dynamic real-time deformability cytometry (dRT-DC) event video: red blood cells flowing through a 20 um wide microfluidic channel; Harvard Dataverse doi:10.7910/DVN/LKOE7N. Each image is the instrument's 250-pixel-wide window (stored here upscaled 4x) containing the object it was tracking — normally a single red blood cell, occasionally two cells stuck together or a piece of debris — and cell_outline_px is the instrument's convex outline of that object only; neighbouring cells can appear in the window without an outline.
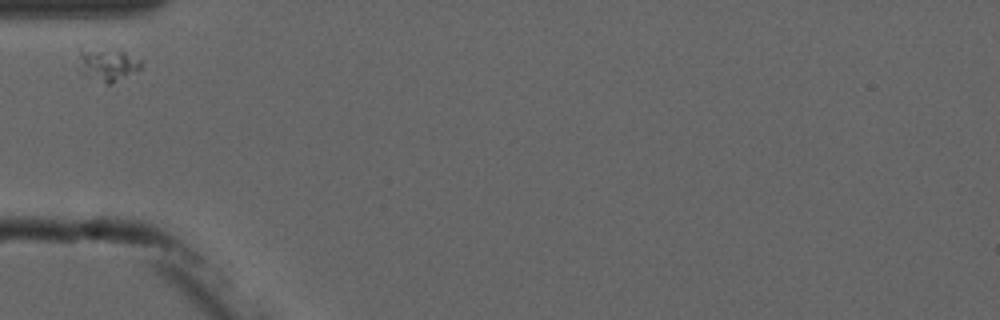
{"species": "common noctule bat (a hibernating species)", "species_latin": "Nyctalus noctula", "temperature_condition": "cold", "stored_images_in_passage": 3, "camera_frame_rate_fps": 3000, "um_per_image_px": 0.085, "animal": {"sex": "male", "forearm_length_mm": 52.5}, "frame": {"image": 1, "passage_image": 1, "time_ms": 0.0, "image_size_px": [1000, 320], "cell_outline_px": [[144, 68], [112, 84], [108, 84], [84, 72], [80, 56], [80, 44], [120, 48], [140, 60]], "centroid_in_image_um": [9.22, 5.36], "position_along_channel_um": 75.8, "area_um2": 12.43}}
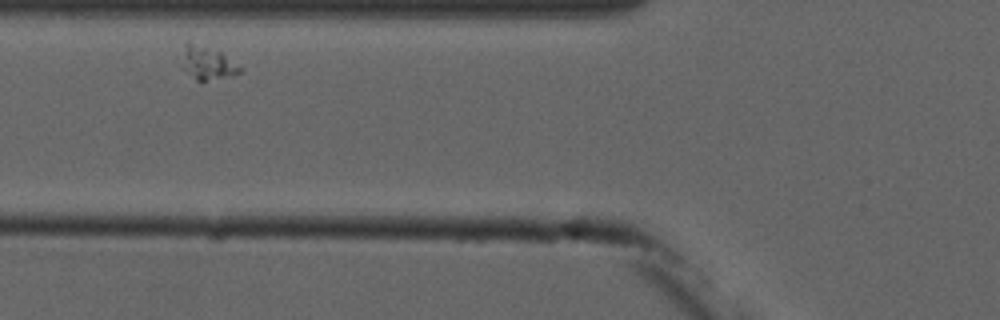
{"frame": {"image": 2, "passage_image": 2, "time_ms": 1.0, "image_size_px": [1000, 320], "cell_outline_px": [[240, 72], [232, 76], [204, 80], [196, 80], [176, 60], [188, 40], [220, 52], [240, 68]], "centroid_in_image_um": [17.5, 5.32], "position_along_channel_um": 108.3, "area_um2": 11.16}}
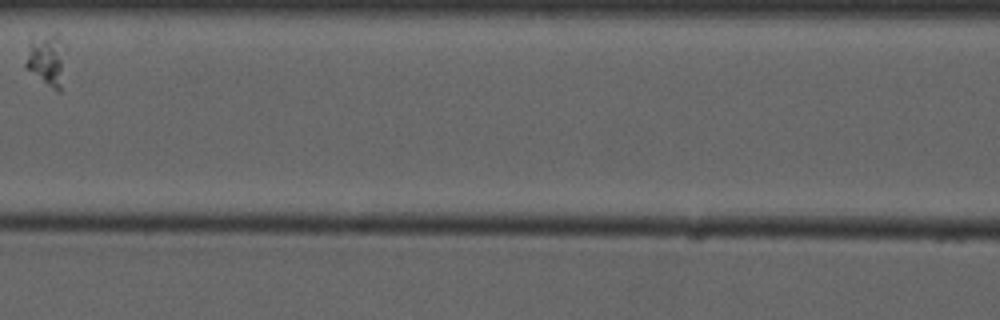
{"frame": {"image": 3, "passage_image": 3, "time_ms": 2.667, "image_size_px": [1000, 320], "cell_outline_px": [[68, 48], [60, 92], [56, 92], [28, 68], [24, 64], [28, 44], [56, 32], [60, 36]], "centroid_in_image_um": [4.07, 5.08], "position_along_channel_um": 162.5, "area_um2": 12.14}}